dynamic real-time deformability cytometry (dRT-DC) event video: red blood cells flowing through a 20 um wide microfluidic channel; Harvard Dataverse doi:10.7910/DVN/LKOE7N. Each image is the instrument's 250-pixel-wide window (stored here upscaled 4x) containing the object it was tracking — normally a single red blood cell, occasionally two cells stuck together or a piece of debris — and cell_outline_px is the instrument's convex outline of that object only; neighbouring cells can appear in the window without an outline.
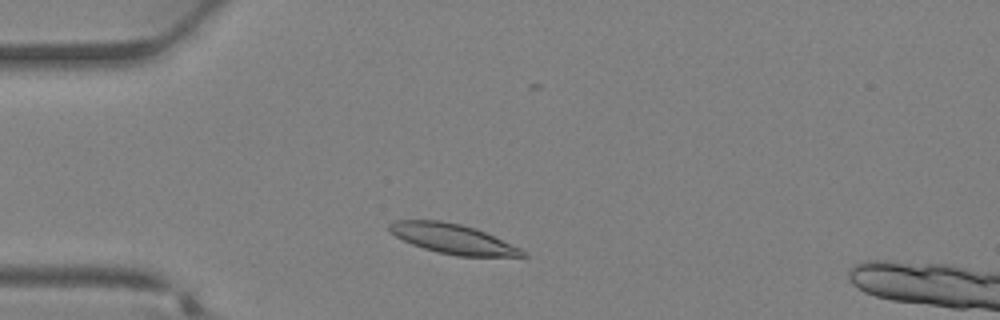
{"species": "Egyptian fruit bat (a non-hibernating species)", "species_latin": "Rousettus aegyptiacus", "temperature_condition": "warm", "stored_images_in_passage": 32, "camera_frame_rate_fps": 3000, "um_per_image_px": 0.085, "animal": {"sex": "female"}, "frame": {"image": 1, "passage_image": 4, "time_ms": 1.0, "image_size_px": [1000, 320], "cell_outline_px": [[528, 256], [456, 256], [424, 248], [412, 244], [388, 232], [388, 224], [396, 220], [440, 220], [460, 224], [476, 228], [520, 248], [528, 252]], "centroid_in_image_um": [38.47, 20.29], "position_along_channel_um": 46.5, "area_um2": 22.95}}
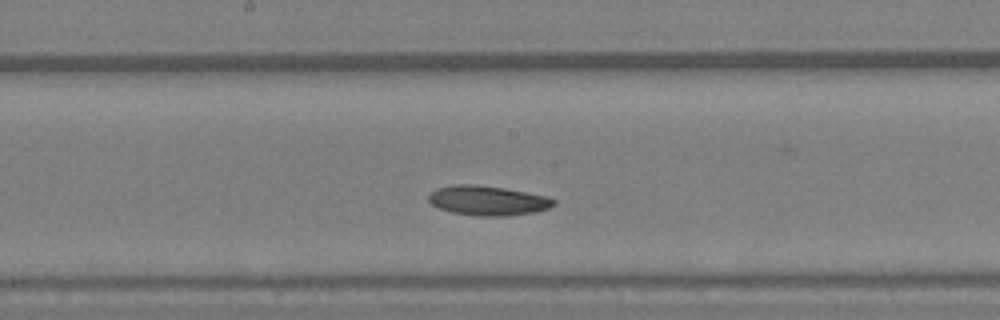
{"frame": {"image": 2, "passage_image": 14, "time_ms": 4.333, "image_size_px": [1000, 320], "cell_outline_px": [[556, 204], [548, 208], [536, 212], [504, 216], [480, 216], [452, 212], [440, 208], [432, 204], [428, 200], [428, 196], [436, 188], [452, 184], [476, 184], [504, 188], [548, 196], [556, 200]], "centroid_in_image_um": [41.47, 17.04], "position_along_channel_um": 206.7, "area_um2": 21.68}}
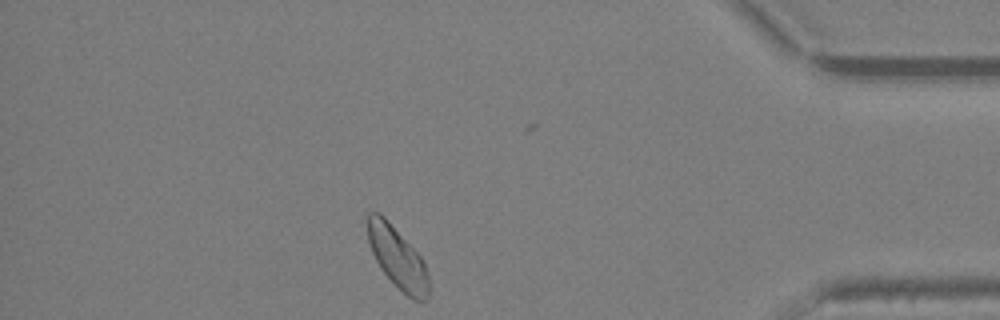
{"frame": {"image": 3, "passage_image": 27, "time_ms": 8.667, "image_size_px": [1000, 320], "cell_outline_px": [[428, 300], [412, 300], [380, 268], [372, 252], [368, 240], [368, 212], [380, 212], [388, 220], [420, 256], [424, 264], [428, 276]], "centroid_in_image_um": [33.78, 21.89], "position_along_channel_um": 401.4, "area_um2": 21.27}}